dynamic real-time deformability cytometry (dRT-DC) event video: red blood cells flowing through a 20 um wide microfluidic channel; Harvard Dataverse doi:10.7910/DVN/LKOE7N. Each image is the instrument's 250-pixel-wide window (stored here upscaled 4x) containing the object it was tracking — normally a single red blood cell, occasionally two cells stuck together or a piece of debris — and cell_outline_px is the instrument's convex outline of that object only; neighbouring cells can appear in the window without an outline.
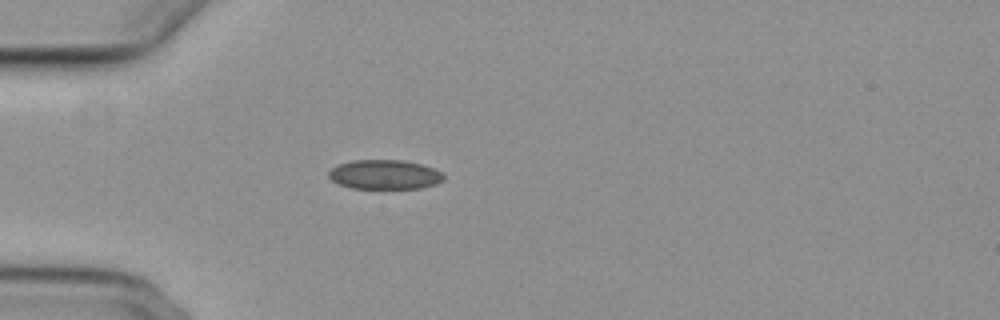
{"species": "common noctule bat (a hibernating species)", "species_latin": "Nyctalus noctula", "temperature_condition": "cold", "stored_images_in_passage": 40, "camera_frame_rate_fps": 3000, "um_per_image_px": 0.085, "animal": {"sex": "female", "body_mass_g": 29.2, "forearm_length_mm": 56.3}, "frame": {"image": 1, "passage_image": 1, "time_ms": 0.0, "image_size_px": [1000, 320], "cell_outline_px": [[444, 180], [436, 184], [420, 188], [352, 188], [340, 184], [332, 180], [328, 176], [328, 172], [336, 164], [352, 160], [404, 160], [436, 168], [444, 172]], "centroid_in_image_um": [32.72, 14.82], "position_along_channel_um": 52.3, "area_um2": 19.88}}
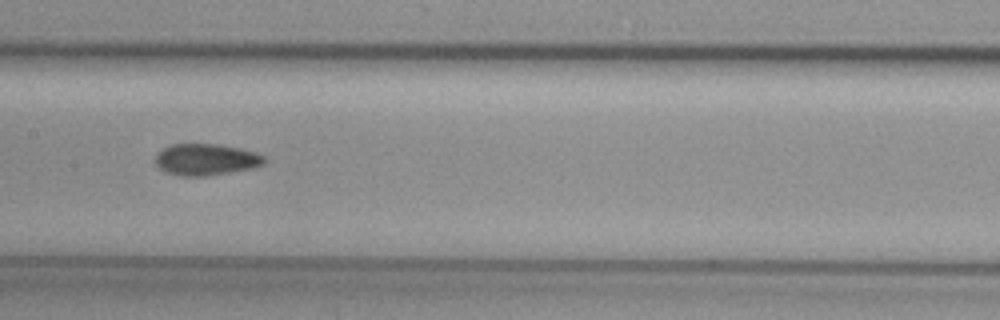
{"frame": {"image": 2, "passage_image": 13, "time_ms": 4.0, "image_size_px": [1000, 320], "cell_outline_px": [[268, 160], [264, 164], [252, 168], [204, 176], [180, 176], [164, 172], [156, 164], [156, 156], [164, 148], [172, 144], [216, 144], [240, 148], [256, 152], [264, 156]], "centroid_in_image_um": [17.53, 13.56], "position_along_channel_um": 189.9, "area_um2": 19.94}}
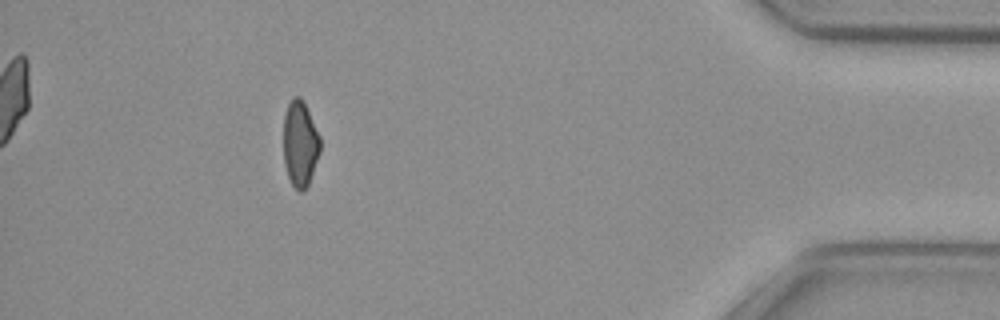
{"frame": {"image": 3, "passage_image": 35, "time_ms": 11.333, "image_size_px": [1000, 320], "cell_outline_px": [[320, 152], [308, 184], [300, 192], [292, 184], [288, 176], [284, 160], [284, 112], [292, 96], [300, 96], [320, 136]], "centroid_in_image_um": [25.5, 12.19], "position_along_channel_um": 409.7, "area_um2": 18.03}, "authors_computed_cell_mechanics": {"area_um2": 19.8832, "velocity_mm_per_s": 3.7389, "shape_relaxation_time_tau1_ms": null, "shape_relaxation_time_tau2_ms": 4.2407, "deformation_change_tau1": null, "deformation_change_tau2": 0.1009}}